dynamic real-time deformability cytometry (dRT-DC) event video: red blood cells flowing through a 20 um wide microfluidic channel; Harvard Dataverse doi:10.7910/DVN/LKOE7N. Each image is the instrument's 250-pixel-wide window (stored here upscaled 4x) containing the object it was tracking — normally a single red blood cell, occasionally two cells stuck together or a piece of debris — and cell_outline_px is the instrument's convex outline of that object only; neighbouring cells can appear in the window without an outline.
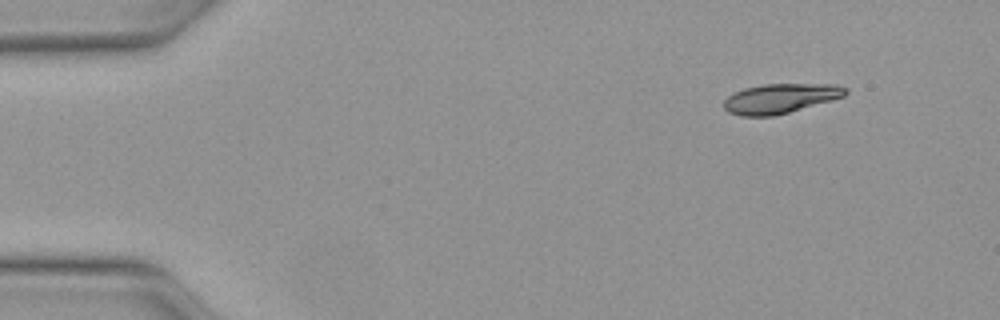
{"species": "Egyptian fruit bat (a non-hibernating species)", "species_latin": "Rousettus aegyptiacus", "temperature_condition": "warm", "stored_images_in_passage": 45, "camera_frame_rate_fps": 3000, "um_per_image_px": 0.085, "animal": {"sex": "female"}, "frame": {"image": 1, "passage_image": 1, "time_ms": 0.0, "image_size_px": [1000, 320], "cell_outline_px": [[848, 92], [844, 96], [832, 100], [788, 112], [772, 116], [740, 116], [728, 112], [724, 108], [724, 100], [728, 96], [744, 88], [764, 84], [836, 84], [848, 88]], "centroid_in_image_um": [66.33, 8.36], "position_along_channel_um": 18.7, "area_um2": 20.92}}
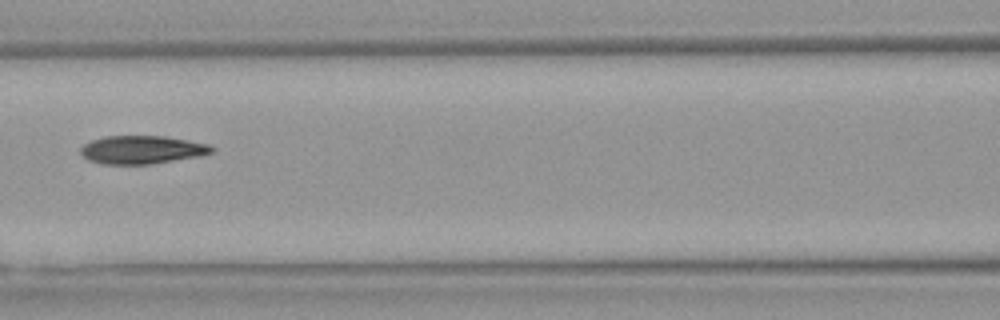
{"frame": {"image": 2, "passage_image": 18, "time_ms": 5.667, "image_size_px": [1000, 320], "cell_outline_px": [[216, 152], [200, 156], [152, 164], [104, 164], [88, 160], [80, 152], [80, 148], [84, 144], [92, 140], [104, 136], [164, 136], [208, 144], [216, 148]], "centroid_in_image_um": [12.1, 12.73], "position_along_channel_um": 154.5, "area_um2": 21.62}}
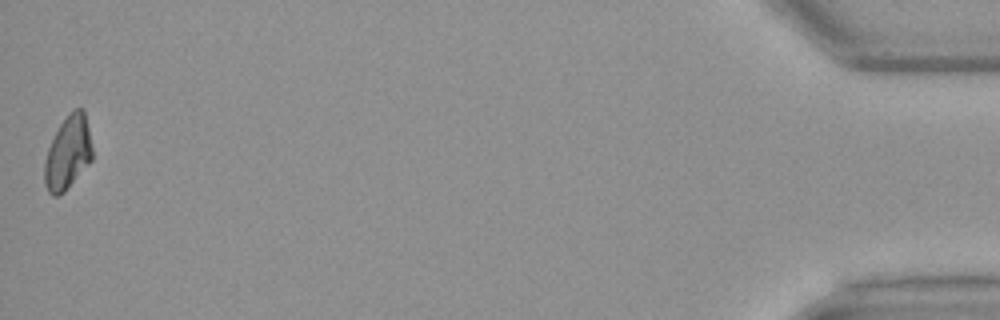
{"frame": {"image": 3, "passage_image": 45, "time_ms": 14.667, "image_size_px": [1000, 320], "cell_outline_px": [[92, 160], [64, 192], [60, 196], [52, 196], [48, 192], [44, 184], [44, 164], [48, 148], [60, 124], [76, 108], [84, 108], [92, 148]], "centroid_in_image_um": [5.76, 13.03], "position_along_channel_um": 429.4, "area_um2": 20.23}, "authors_computed_cell_mechanics": {"area_um2": 21.5016, "velocity_mm_per_s": 4.1182, "shape_relaxation_time_tau1_ms": null, "shape_relaxation_time_tau2_ms": 3.0539, "deformation_change_tau1": null, "deformation_change_tau2": 0.0782}}